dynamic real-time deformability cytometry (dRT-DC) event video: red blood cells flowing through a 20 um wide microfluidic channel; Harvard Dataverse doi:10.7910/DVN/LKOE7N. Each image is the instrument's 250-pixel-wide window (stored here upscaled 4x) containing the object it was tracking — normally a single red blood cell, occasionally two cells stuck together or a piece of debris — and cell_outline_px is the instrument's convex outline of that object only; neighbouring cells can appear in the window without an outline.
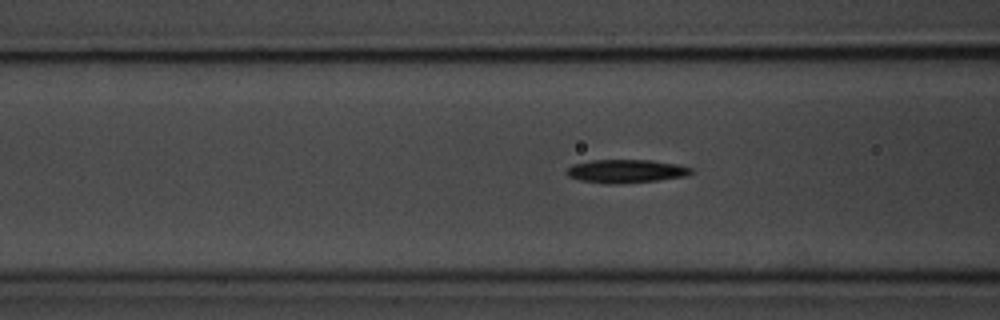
{"species": "common noctule bat (a hibernating species)", "species_latin": "Nyctalus noctula", "temperature_condition": "room temperature", "stored_images_in_passage": 40, "camera_frame_rate_fps": 3000, "um_per_image_px": 0.085, "animal": {"sex": "male", "body_mass_g": 20.1, "forearm_length_mm": 53.5}, "frame": {"image": 1, "passage_image": 10, "time_ms": 3.0, "image_size_px": [1000, 320], "cell_outline_px": [[692, 172], [688, 176], [656, 180], [616, 184], [604, 184], [580, 180], [568, 176], [564, 172], [572, 164], [592, 160], [652, 160], [680, 164], [692, 168]], "centroid_in_image_um": [53.21, 14.54], "position_along_channel_um": 113.4, "area_um2": 17.11}}
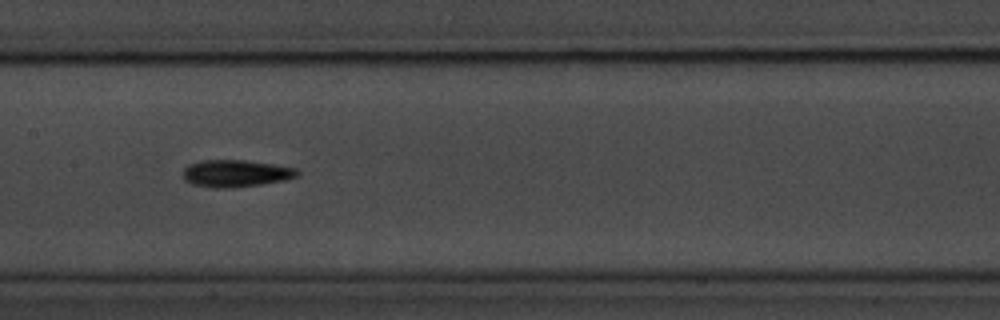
{"frame": {"image": 2, "passage_image": 16, "time_ms": 5.0, "image_size_px": [1000, 320], "cell_outline_px": [[300, 176], [284, 180], [260, 184], [232, 188], [212, 188], [192, 184], [184, 180], [184, 168], [188, 164], [200, 160], [244, 160], [272, 164], [296, 168], [300, 172]], "centroid_in_image_um": [20.03, 14.74], "position_along_channel_um": 187.4, "area_um2": 18.15}}
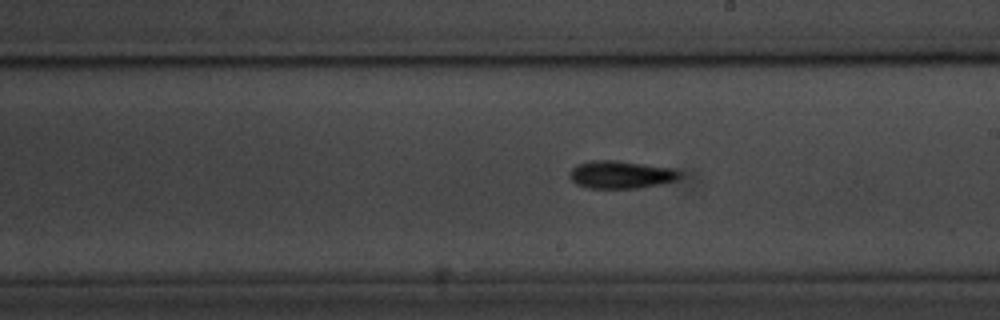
{"frame": {"image": 3, "passage_image": 20, "time_ms": 6.333, "image_size_px": [1000, 320], "cell_outline_px": [[684, 172], [676, 180], [664, 184], [640, 188], [588, 188], [576, 184], [568, 176], [568, 172], [572, 168], [580, 164], [592, 160], [616, 160], [676, 168]], "centroid_in_image_um": [52.83, 14.84], "position_along_channel_um": 236.2, "area_um2": 18.15}, "authors_computed_cell_mechanics": {"area_um2": 16.8487, "velocity_mm_per_s": 3.6823, "shape_relaxation_time_tau1_ms": 2.4239, "shape_relaxation_time_tau2_ms": null, "deformation_change_tau1": 0.137, "deformation_change_tau2": null}}